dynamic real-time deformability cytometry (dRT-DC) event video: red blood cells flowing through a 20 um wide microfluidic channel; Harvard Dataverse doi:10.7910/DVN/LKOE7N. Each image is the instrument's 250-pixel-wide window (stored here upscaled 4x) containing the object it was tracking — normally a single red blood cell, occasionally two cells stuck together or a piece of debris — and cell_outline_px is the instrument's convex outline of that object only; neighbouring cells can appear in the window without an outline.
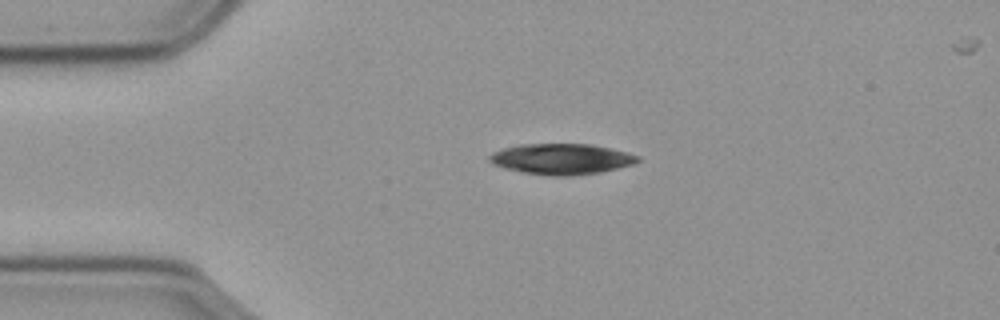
{"species": "common noctule bat (a hibernating species)", "species_latin": "Nyctalus noctula", "temperature_condition": "cold", "stored_images_in_passage": 45, "camera_frame_rate_fps": 3000, "um_per_image_px": 0.085, "animal": {"sex": "male", "body_mass_g": 23.1, "forearm_length_mm": 52.7}, "frame": {"image": 1, "passage_image": 1, "time_ms": 0.0, "image_size_px": [1000, 320], "cell_outline_px": [[640, 160], [632, 164], [600, 172], [572, 176], [552, 176], [524, 172], [504, 168], [492, 164], [488, 160], [488, 156], [492, 152], [504, 148], [524, 144], [588, 144], [608, 148], [640, 156]], "centroid_in_image_um": [47.68, 13.52], "position_along_channel_um": 37.3, "area_um2": 26.3}}